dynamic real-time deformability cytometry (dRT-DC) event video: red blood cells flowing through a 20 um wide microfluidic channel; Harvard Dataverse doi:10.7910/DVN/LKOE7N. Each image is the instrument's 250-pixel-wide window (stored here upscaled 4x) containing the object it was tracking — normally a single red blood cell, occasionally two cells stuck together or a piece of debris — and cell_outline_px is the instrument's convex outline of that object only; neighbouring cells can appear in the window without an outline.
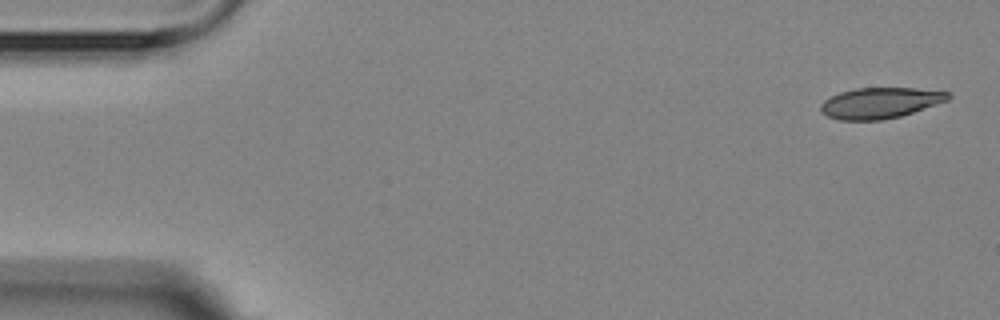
{"species": "Egyptian fruit bat (a non-hibernating species)", "species_latin": "Rousettus aegyptiacus", "temperature_condition": "room temperature", "stored_images_in_passage": 5, "camera_frame_rate_fps": 3000, "um_per_image_px": 0.085, "animal": {"sex": "female"}, "frame": {"image": 1, "passage_image": 1, "time_ms": 0.0, "image_size_px": [1000, 320], "cell_outline_px": [[952, 96], [948, 100], [900, 116], [880, 120], [840, 120], [828, 116], [820, 112], [820, 104], [824, 100], [840, 92], [856, 88], [916, 88], [948, 92]], "centroid_in_image_um": [74.78, 8.74], "position_along_channel_um": 10.2, "area_um2": 22.72}}
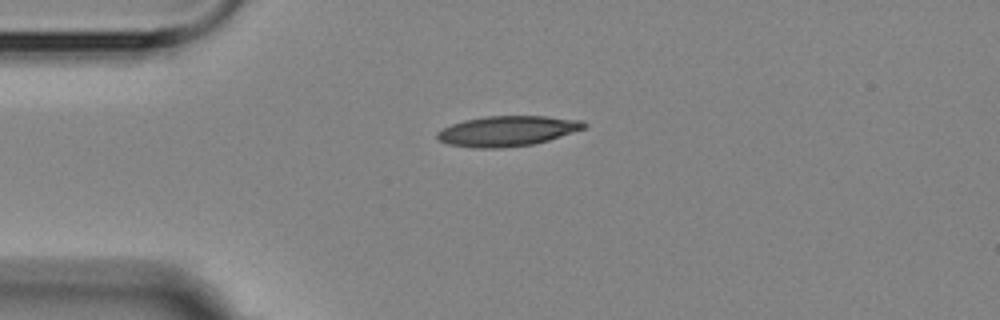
{"frame": {"image": 2, "passage_image": 4, "time_ms": 3.667, "image_size_px": [1000, 320], "cell_outline_px": [[588, 124], [584, 128], [548, 140], [532, 144], [504, 148], [472, 148], [448, 144], [440, 140], [436, 136], [436, 132], [452, 124], [464, 120], [484, 116], [548, 116], [584, 120]], "centroid_in_image_um": [43.12, 11.13], "position_along_channel_um": 41.9, "area_um2": 25.89}}